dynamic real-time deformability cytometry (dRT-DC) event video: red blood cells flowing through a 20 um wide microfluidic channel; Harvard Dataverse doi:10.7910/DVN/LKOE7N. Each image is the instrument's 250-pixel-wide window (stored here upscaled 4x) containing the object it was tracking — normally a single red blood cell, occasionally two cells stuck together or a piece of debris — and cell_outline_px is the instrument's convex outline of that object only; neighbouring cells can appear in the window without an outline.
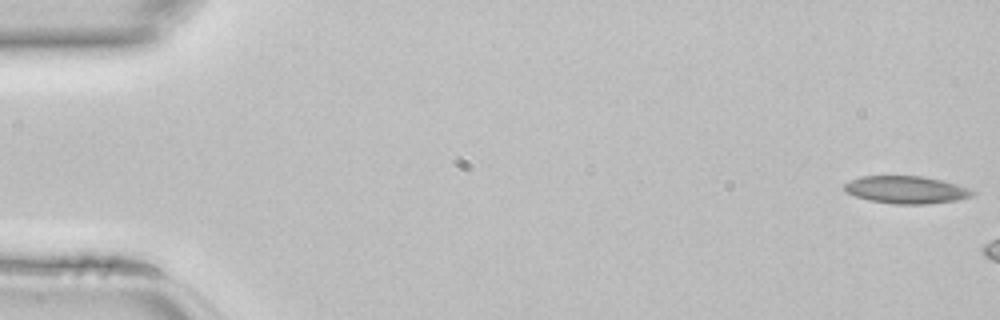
{"species": "common noctule bat (a hibernating species)", "species_latin": "Nyctalus noctula", "temperature_condition": "room temperature", "stored_images_in_passage": 6, "camera_frame_rate_fps": 3000, "um_per_image_px": 0.085, "animal": {"sex": "female", "body_mass_g": 22.7, "forearm_length_mm": 54.2}, "frame": {"image": 1, "passage_image": 1, "time_ms": 0.0, "image_size_px": [1000, 320], "cell_outline_px": [[976, 192], [972, 196], [956, 200], [924, 204], [892, 204], [868, 200], [856, 196], [848, 192], [844, 188], [844, 184], [860, 176], [920, 176], [940, 180], [956, 184], [968, 188]], "centroid_in_image_um": [77.02, 16.13], "position_along_channel_um": 8.0, "area_um2": 20.29}}